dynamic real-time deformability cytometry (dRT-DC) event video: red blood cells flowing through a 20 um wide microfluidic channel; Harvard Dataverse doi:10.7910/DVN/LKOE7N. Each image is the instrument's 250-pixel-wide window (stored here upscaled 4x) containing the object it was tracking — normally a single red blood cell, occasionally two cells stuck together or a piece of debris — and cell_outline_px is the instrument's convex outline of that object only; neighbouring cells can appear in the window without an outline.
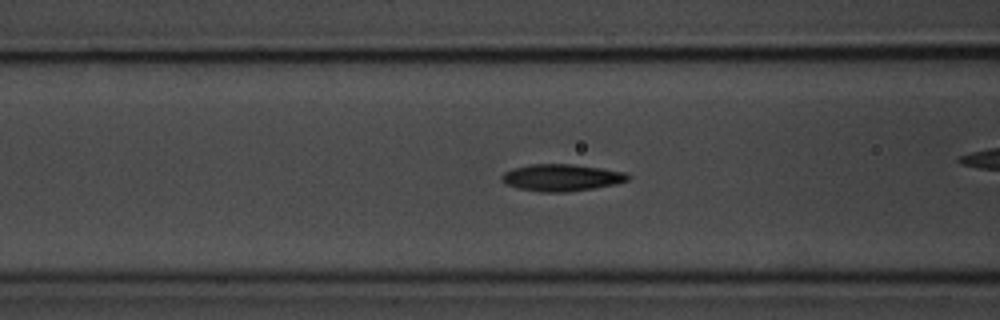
{"species": "common noctule bat (a hibernating species)", "species_latin": "Nyctalus noctula", "temperature_condition": "room temperature", "stored_images_in_passage": 48, "camera_frame_rate_fps": 3000, "um_per_image_px": 0.085, "animal": {"sex": "male", "body_mass_g": 20.1, "forearm_length_mm": 53.5}, "frame": {"image": 1, "passage_image": 21, "time_ms": 6.667, "image_size_px": [1000, 320], "cell_outline_px": [[632, 176], [628, 180], [616, 184], [568, 192], [540, 192], [516, 188], [504, 184], [500, 180], [500, 176], [504, 172], [512, 168], [532, 164], [572, 164], [600, 168], [624, 172]], "centroid_in_image_um": [47.67, 15.1], "position_along_channel_um": 118.9, "area_um2": 19.94}}